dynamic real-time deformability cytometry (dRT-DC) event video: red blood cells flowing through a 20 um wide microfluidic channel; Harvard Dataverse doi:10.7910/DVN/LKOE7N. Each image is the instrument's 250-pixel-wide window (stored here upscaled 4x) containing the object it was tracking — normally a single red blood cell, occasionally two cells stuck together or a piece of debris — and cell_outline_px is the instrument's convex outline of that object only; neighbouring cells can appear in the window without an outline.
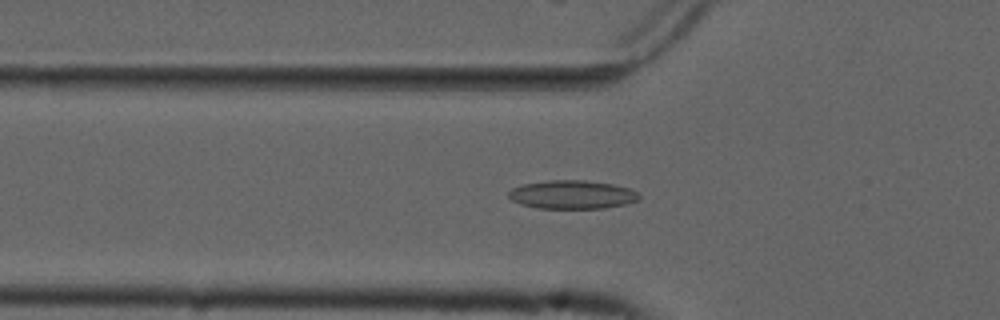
{"species": "common noctule bat (a hibernating species)", "species_latin": "Nyctalus noctula", "temperature_condition": "cold", "stored_images_in_passage": 55, "camera_frame_rate_fps": 3000, "um_per_image_px": 0.085, "animal": {"sex": "male", "forearm_length_mm": 52.5}, "frame": {"image": 1, "passage_image": 19, "time_ms": 6.0, "image_size_px": [1000, 320], "cell_outline_px": [[640, 200], [624, 204], [604, 208], [540, 208], [520, 204], [512, 200], [508, 196], [508, 192], [512, 188], [524, 184], [548, 180], [584, 180], [612, 184], [628, 188], [636, 192], [640, 196]], "centroid_in_image_um": [48.62, 16.54], "position_along_channel_um": 77.2, "area_um2": 21.56}}
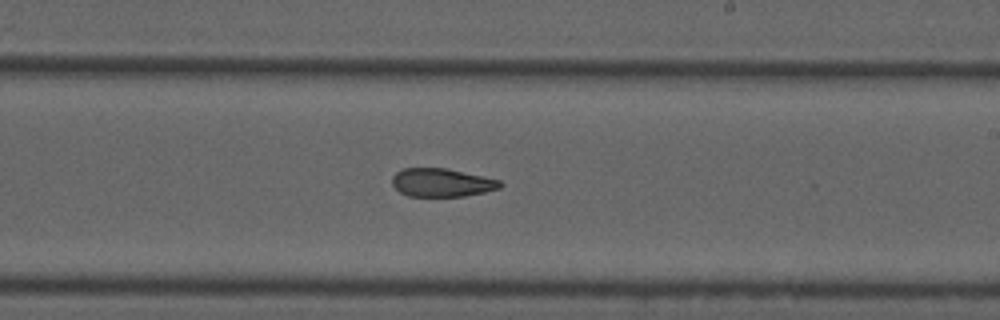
{"frame": {"image": 2, "passage_image": 33, "time_ms": 10.667, "image_size_px": [1000, 320], "cell_outline_px": [[504, 184], [500, 188], [484, 192], [464, 196], [408, 196], [400, 192], [392, 184], [392, 176], [396, 172], [404, 168], [448, 168], [500, 180]], "centroid_in_image_um": [37.55, 15.51], "position_along_channel_um": 251.4, "area_um2": 17.86}}
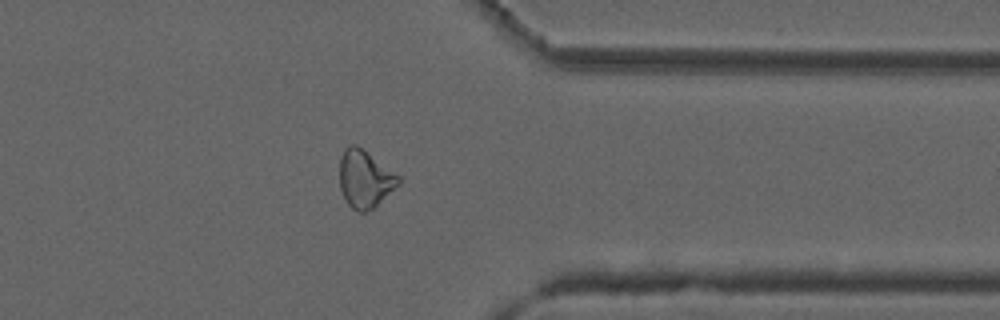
{"frame": {"image": 3, "passage_image": 44, "time_ms": 14.333, "image_size_px": [1000, 320], "cell_outline_px": [[400, 184], [372, 208], [364, 212], [360, 212], [352, 208], [348, 204], [340, 188], [340, 156], [344, 148], [348, 144], [356, 144], [400, 176]], "centroid_in_image_um": [31.0, 15.18], "position_along_channel_um": 380.4, "area_um2": 19.54}, "authors_computed_cell_mechanics": {"area_um2": 19.941, "velocity_mm_per_s": 3.7292, "shape_relaxation_time_tau1_ms": null, "shape_relaxation_time_tau2_ms": 4.9245, "deformation_change_tau1": null, "deformation_change_tau2": 0.1201}}